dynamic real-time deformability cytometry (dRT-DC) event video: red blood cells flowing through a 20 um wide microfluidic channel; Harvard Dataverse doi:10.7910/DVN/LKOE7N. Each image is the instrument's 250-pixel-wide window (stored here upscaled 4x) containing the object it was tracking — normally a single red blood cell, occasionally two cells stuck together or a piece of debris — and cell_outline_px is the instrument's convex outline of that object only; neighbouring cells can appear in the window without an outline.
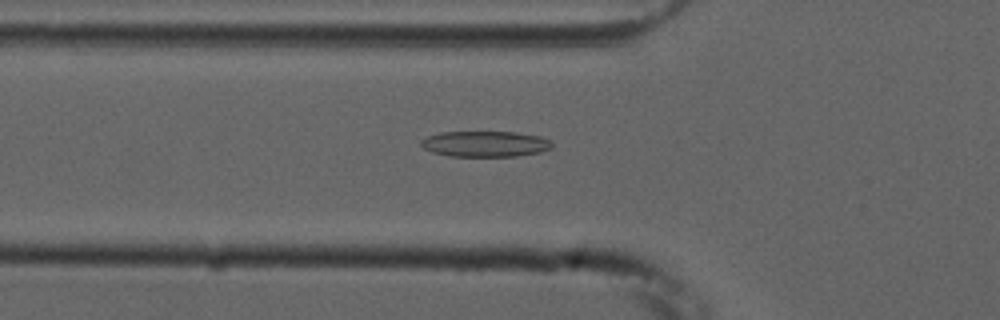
{"species": "common noctule bat (a hibernating species)", "species_latin": "Nyctalus noctula", "temperature_condition": "cold", "stored_images_in_passage": 50, "camera_frame_rate_fps": 3000, "um_per_image_px": 0.085, "animal": {"sex": "male", "forearm_length_mm": 52.5}, "frame": {"image": 1, "passage_image": 19, "time_ms": 6.0, "image_size_px": [1000, 320], "cell_outline_px": [[552, 148], [540, 152], [516, 156], [448, 156], [432, 152], [424, 148], [420, 144], [420, 140], [428, 136], [440, 132], [516, 132], [540, 136], [552, 140]], "centroid_in_image_um": [41.25, 12.23], "position_along_channel_um": 84.5, "area_um2": 19.77}}
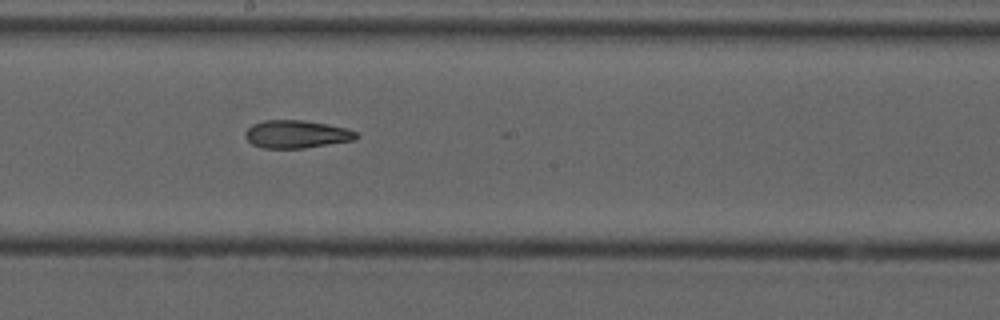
{"frame": {"image": 2, "passage_image": 30, "time_ms": 9.667, "image_size_px": [1000, 320], "cell_outline_px": [[360, 136], [356, 140], [304, 148], [264, 148], [252, 144], [244, 136], [244, 132], [252, 124], [264, 120], [304, 120], [328, 124], [344, 128], [356, 132]], "centroid_in_image_um": [25.2, 11.4], "position_along_channel_um": 223.0, "area_um2": 18.09}}
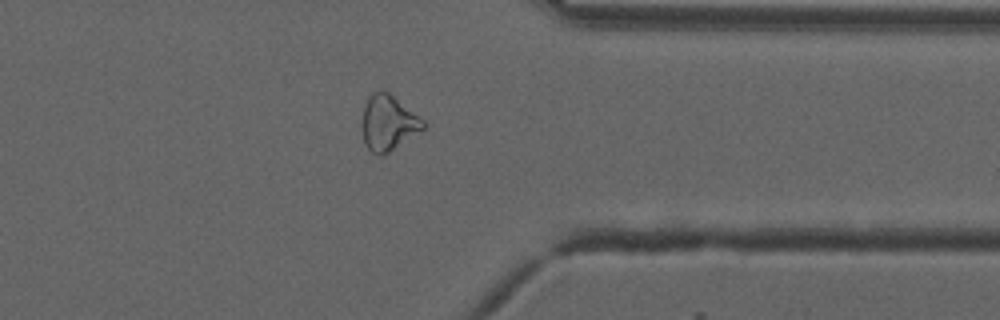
{"frame": {"image": 3, "passage_image": 43, "time_ms": 14.0, "image_size_px": [1000, 320], "cell_outline_px": [[424, 128], [388, 152], [380, 156], [372, 152], [368, 148], [364, 140], [364, 104], [368, 96], [372, 92], [388, 92], [424, 120]], "centroid_in_image_um": [33.0, 10.43], "position_along_channel_um": 378.4, "area_um2": 18.9}}